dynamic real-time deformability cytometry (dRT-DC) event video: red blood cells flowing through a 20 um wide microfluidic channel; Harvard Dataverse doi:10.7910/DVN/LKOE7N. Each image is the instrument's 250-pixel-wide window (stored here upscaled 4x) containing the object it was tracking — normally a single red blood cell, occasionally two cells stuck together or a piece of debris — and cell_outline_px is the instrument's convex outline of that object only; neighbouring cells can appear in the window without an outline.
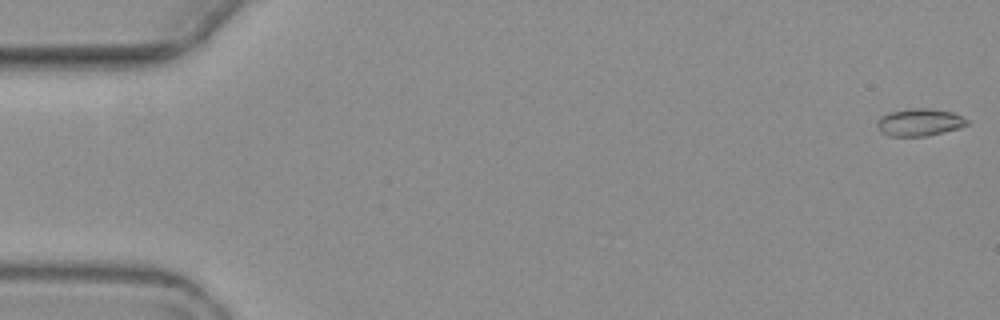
{"species": "common noctule bat (a hibernating species)", "species_latin": "Nyctalus noctula", "temperature_condition": "warm", "stored_images_in_passage": 2, "camera_frame_rate_fps": 3000, "um_per_image_px": 0.085, "animal": {"sex": "female", "body_mass_g": 19.3, "forearm_length_mm": 54.1}, "frame": {"image": 1, "passage_image": 1, "time_ms": 0.0, "image_size_px": [1000, 320], "cell_outline_px": [[968, 124], [960, 128], [928, 136], [888, 136], [880, 132], [876, 124], [876, 120], [880, 116], [888, 112], [912, 108], [928, 108], [952, 112], [968, 120]], "centroid_in_image_um": [78.11, 10.4], "position_along_channel_um": 6.9, "area_um2": 14.51}}